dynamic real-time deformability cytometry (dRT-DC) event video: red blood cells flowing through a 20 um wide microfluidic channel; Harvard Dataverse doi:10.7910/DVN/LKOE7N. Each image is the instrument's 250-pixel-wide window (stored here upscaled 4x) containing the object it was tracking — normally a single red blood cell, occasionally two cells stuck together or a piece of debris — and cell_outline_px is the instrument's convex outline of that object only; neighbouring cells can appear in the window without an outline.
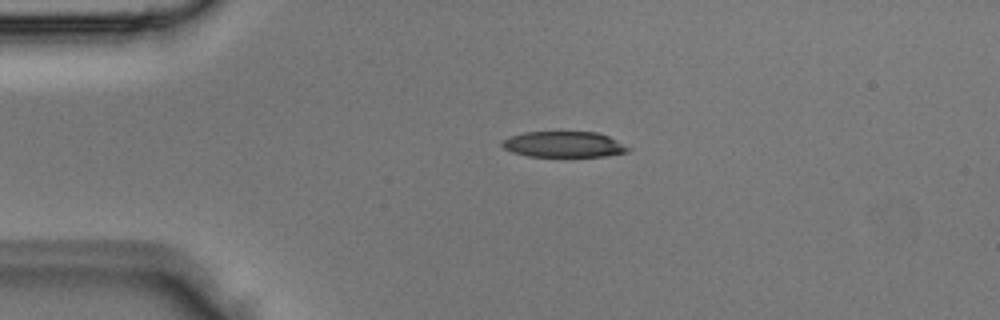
{"species": "Egyptian fruit bat (a non-hibernating species)", "species_latin": "Rousettus aegyptiacus", "temperature_condition": "room temperature", "stored_images_in_passage": 5, "camera_frame_rate_fps": 3000, "um_per_image_px": 0.085, "animal": {"sex": "male"}, "frame": {"image": 1, "passage_image": 5, "time_ms": 1.333, "image_size_px": [1000, 320], "cell_outline_px": [[632, 148], [628, 152], [604, 156], [528, 156], [512, 152], [504, 148], [500, 144], [500, 140], [508, 136], [524, 132], [596, 132], [608, 136]], "centroid_in_image_um": [47.88, 12.27], "position_along_channel_um": 37.1, "area_um2": 19.02}}